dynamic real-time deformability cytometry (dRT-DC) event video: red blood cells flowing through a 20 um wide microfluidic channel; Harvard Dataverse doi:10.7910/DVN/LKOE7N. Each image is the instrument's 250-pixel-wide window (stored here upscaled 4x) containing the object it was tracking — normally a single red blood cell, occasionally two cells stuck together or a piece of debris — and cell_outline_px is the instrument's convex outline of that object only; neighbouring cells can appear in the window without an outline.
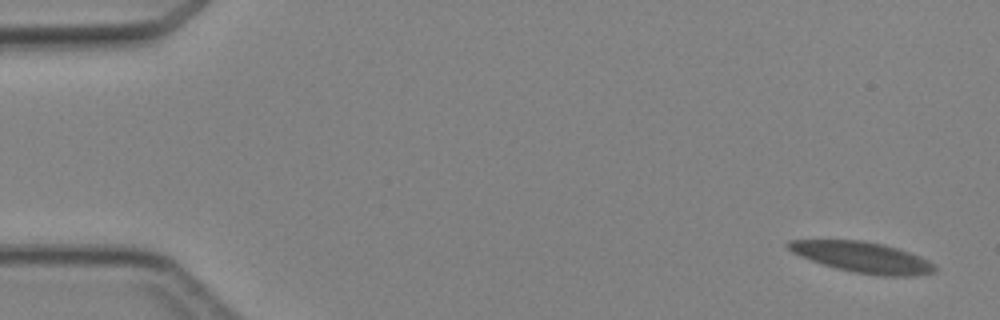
{"species": "Egyptian fruit bat (a non-hibernating species)", "species_latin": "Rousettus aegyptiacus", "temperature_condition": "cold", "stored_images_in_passage": 4, "camera_frame_rate_fps": 3000, "um_per_image_px": 0.085, "animal": {"sex": "female"}, "frame": {"image": 1, "passage_image": 1, "time_ms": 0.0, "image_size_px": [1000, 320], "cell_outline_px": [[936, 272], [916, 276], [880, 276], [852, 272], [836, 268], [800, 256], [792, 252], [784, 244], [788, 240], [864, 240], [884, 244], [920, 256], [936, 264]], "centroid_in_image_um": [73.34, 21.87], "position_along_channel_um": 11.7, "area_um2": 26.36}}
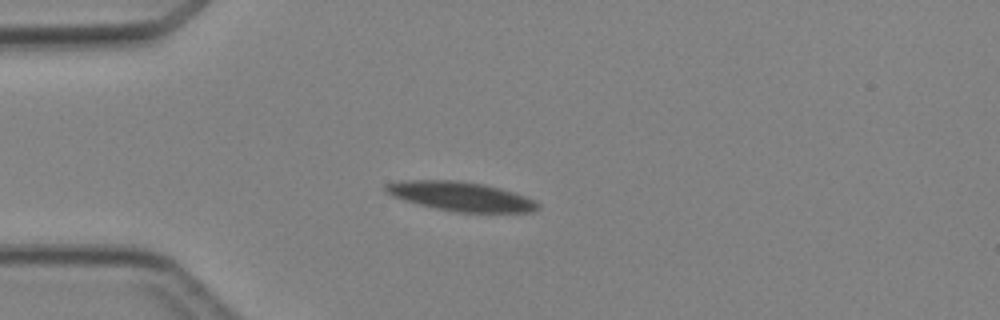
{"frame": {"image": 2, "passage_image": 4, "time_ms": 3.667, "image_size_px": [1000, 320], "cell_outline_px": [[540, 208], [532, 212], [456, 212], [436, 208], [404, 200], [392, 196], [384, 188], [384, 184], [400, 180], [460, 180], [484, 184], [500, 188], [536, 200], [540, 204]], "centroid_in_image_um": [39.18, 16.68], "position_along_channel_um": 45.8, "area_um2": 25.89}}